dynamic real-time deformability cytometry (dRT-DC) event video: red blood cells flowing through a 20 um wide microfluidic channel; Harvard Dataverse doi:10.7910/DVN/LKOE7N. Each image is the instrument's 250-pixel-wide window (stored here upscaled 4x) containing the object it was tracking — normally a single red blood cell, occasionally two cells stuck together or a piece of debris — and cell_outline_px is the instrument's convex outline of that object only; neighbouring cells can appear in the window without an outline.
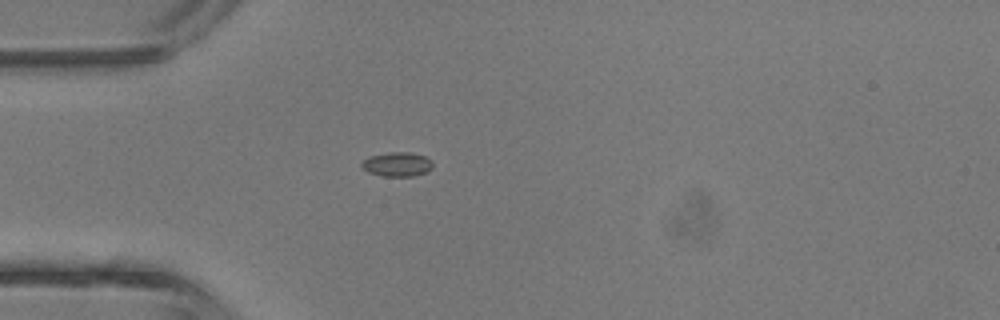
{"species": "common noctule bat (a hibernating species)", "species_latin": "Nyctalus noctula", "temperature_condition": "room temperature", "stored_images_in_passage": 1, "camera_frame_rate_fps": 3000, "um_per_image_px": 0.085, "animal": {"sex": "male", "body_mass_g": 13.3}, "frame": {"image": 1, "passage_image": 1, "time_ms": 0.0, "image_size_px": [1000, 320], "cell_outline_px": [[432, 168], [428, 172], [416, 176], [384, 176], [368, 172], [360, 168], [360, 164], [368, 156], [388, 152], [412, 152], [424, 156], [432, 160]], "centroid_in_image_um": [33.76, 13.96], "position_along_channel_um": 51.2, "area_um2": 10.29}}